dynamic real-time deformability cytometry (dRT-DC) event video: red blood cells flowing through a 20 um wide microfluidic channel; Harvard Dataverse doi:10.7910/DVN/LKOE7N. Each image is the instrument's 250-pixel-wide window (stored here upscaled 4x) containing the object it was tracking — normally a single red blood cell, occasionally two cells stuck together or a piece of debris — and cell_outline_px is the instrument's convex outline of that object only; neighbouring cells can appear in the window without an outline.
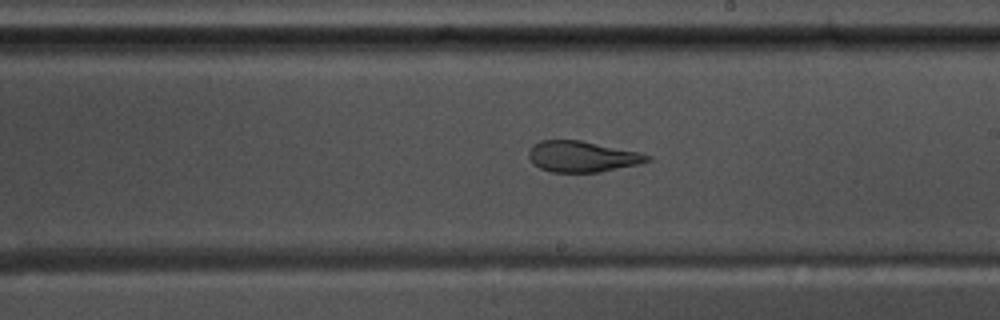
{"species": "common noctule bat (a hibernating species)", "species_latin": "Nyctalus noctula", "temperature_condition": "warm", "stored_images_in_passage": 43, "camera_frame_rate_fps": 3000, "um_per_image_px": 0.085, "animal": {"sex": "male", "body_mass_g": 17.5, "forearm_length_mm": 52.3}, "frame": {"image": 1, "passage_image": 31, "time_ms": 10.0, "image_size_px": [1000, 320], "cell_outline_px": [[652, 160], [640, 164], [600, 172], [552, 172], [540, 168], [532, 164], [528, 156], [528, 152], [532, 144], [540, 140], [580, 140], [640, 152], [652, 156]], "centroid_in_image_um": [49.48, 13.3], "position_along_channel_um": 239.5, "area_um2": 21.62}}